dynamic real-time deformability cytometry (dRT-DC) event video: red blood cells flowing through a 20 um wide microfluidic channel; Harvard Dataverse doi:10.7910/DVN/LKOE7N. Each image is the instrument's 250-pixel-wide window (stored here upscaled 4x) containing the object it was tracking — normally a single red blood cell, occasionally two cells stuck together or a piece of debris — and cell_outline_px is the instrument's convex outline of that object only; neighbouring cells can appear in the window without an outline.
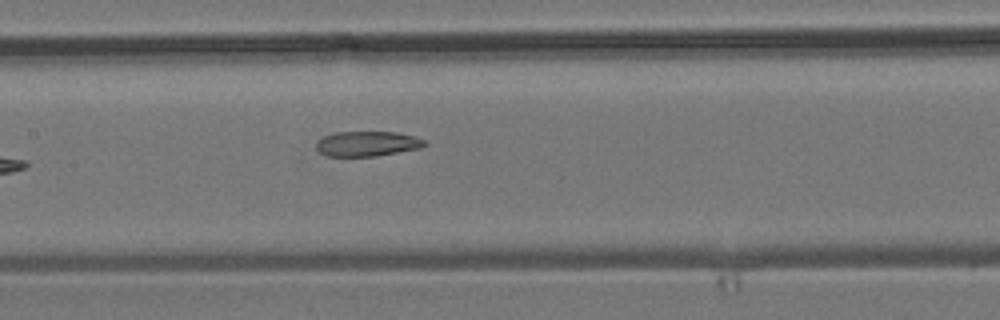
{"species": "common noctule bat (a hibernating species)", "species_latin": "Nyctalus noctula", "temperature_condition": "room temperature", "stored_images_in_passage": 7, "camera_frame_rate_fps": 3000, "um_per_image_px": 0.085, "animal": {"sex": "male", "body_mass_g": 19.2, "forearm_length_mm": 51.8}, "frame": {"image": 1, "passage_image": 7, "time_ms": 7.0, "image_size_px": [1000, 320], "cell_outline_px": [[428, 144], [420, 148], [376, 156], [324, 156], [316, 148], [316, 140], [324, 136], [336, 132], [396, 132], [416, 136], [424, 140]], "centroid_in_image_um": [31.2, 12.21], "position_along_channel_um": 176.2, "area_um2": 15.9}}